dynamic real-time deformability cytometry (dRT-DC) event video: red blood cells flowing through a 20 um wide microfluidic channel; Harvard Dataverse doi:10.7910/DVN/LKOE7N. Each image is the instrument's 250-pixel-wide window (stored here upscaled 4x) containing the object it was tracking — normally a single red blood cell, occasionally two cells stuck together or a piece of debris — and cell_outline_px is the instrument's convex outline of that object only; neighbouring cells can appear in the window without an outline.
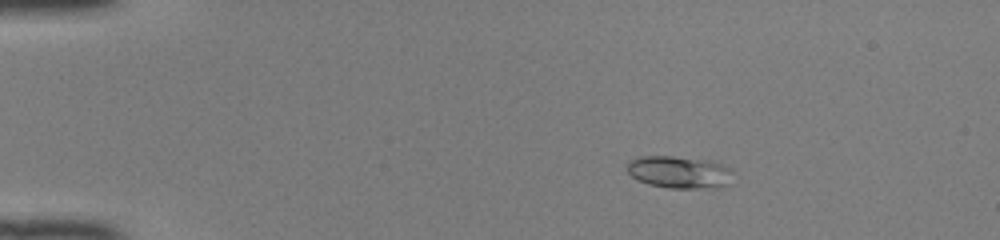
{"species": "common noctule bat (a hibernating species)", "species_latin": "Nyctalus noctula", "temperature_condition": "room temperature", "stored_images_in_passage": 49, "camera_frame_rate_fps": 3000, "um_per_image_px": 0.085, "animal": {"sex": "female", "body_mass_g": 22.0, "forearm_length_mm": 56.7}, "frame": {"image": 1, "passage_image": 8, "time_ms": 2.333, "image_size_px": [1000, 240], "cell_outline_px": [[732, 172], [728, 184], [724, 188], [668, 188], [648, 184], [632, 176], [628, 172], [628, 160], [640, 156], [672, 156], [712, 160], [732, 168]], "centroid_in_image_um": [57.78, 14.63], "position_along_channel_um": 27.2, "area_um2": 20.17}}
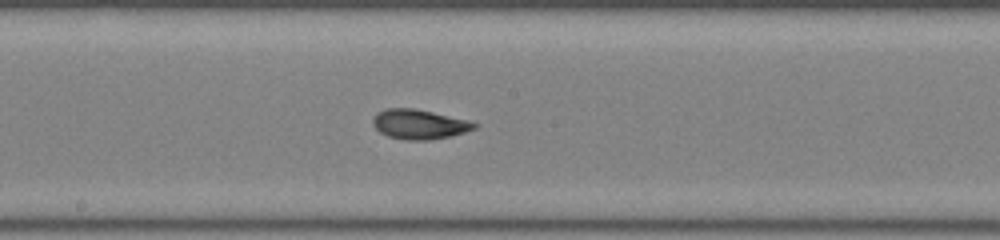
{"frame": {"image": 2, "passage_image": 27, "time_ms": 8.667, "image_size_px": [1000, 240], "cell_outline_px": [[480, 124], [476, 128], [464, 132], [448, 136], [428, 140], [404, 140], [388, 136], [380, 132], [372, 124], [372, 116], [376, 112], [384, 108], [416, 108], [468, 120]], "centroid_in_image_um": [35.6, 10.54], "position_along_channel_um": 212.6, "area_um2": 17.69}}
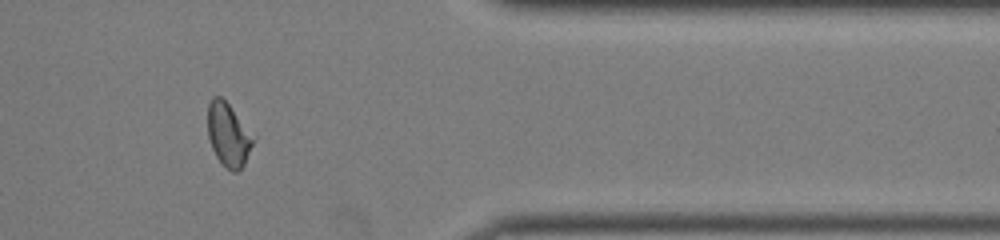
{"frame": {"image": 3, "passage_image": 41, "time_ms": 13.333, "image_size_px": [1000, 240], "cell_outline_px": [[256, 140], [244, 164], [236, 172], [232, 172], [224, 168], [216, 156], [212, 148], [208, 136], [208, 104], [212, 96], [220, 96], [228, 104], [256, 136]], "centroid_in_image_um": [19.43, 11.47], "position_along_channel_um": 392.0, "area_um2": 17.05}, "authors_computed_cell_mechanics": {"area_um2": 17.34, "velocity_mm_per_s": 4.1559, "shape_relaxation_time_tau1_ms": 7.3658, "shape_relaxation_time_tau2_ms": 1.4691, "deformation_change_tau1": 0.1953, "deformation_change_tau2": 0.0642}}